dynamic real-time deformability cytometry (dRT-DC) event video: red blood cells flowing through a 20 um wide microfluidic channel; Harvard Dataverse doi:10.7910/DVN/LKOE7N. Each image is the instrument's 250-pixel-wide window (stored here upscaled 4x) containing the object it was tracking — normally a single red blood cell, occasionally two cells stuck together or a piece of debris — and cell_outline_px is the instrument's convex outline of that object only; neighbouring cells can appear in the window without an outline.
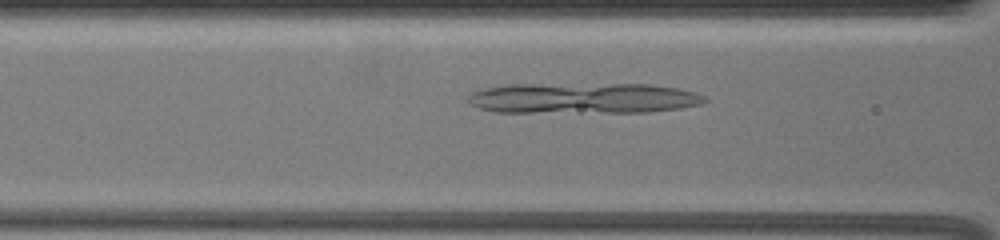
{"species": "common noctule bat (a hibernating species)", "species_latin": "Nyctalus noctula", "temperature_condition": "warm", "stored_images_in_passage": 14, "camera_frame_rate_fps": 3000, "um_per_image_px": 0.085, "animal": {"sex": "female", "body_mass_g": 19.5, "forearm_length_mm": 54.1}, "frame": {"image": 1, "passage_image": 8, "time_ms": 2.333, "image_size_px": [1000, 240], "cell_outline_px": [[708, 100], [700, 104], [676, 108], [648, 112], [496, 112], [480, 108], [472, 104], [468, 100], [468, 96], [472, 92], [484, 88], [508, 84], [652, 84], [676, 88], [692, 92], [704, 96]], "centroid_in_image_um": [49.53, 8.34], "position_along_channel_um": 117.1, "area_um2": 42.19}}
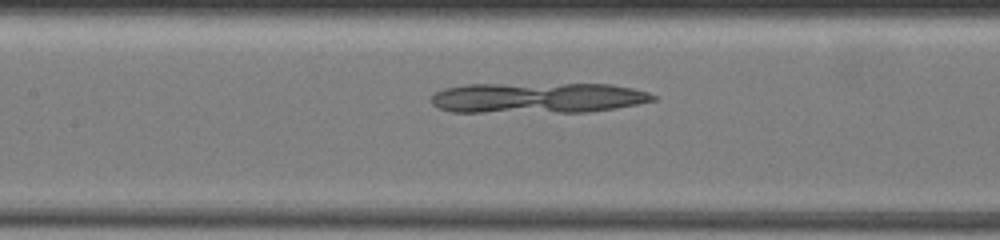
{"frame": {"image": 2, "passage_image": 12, "time_ms": 3.667, "image_size_px": [1000, 240], "cell_outline_px": [[656, 100], [636, 104], [588, 112], [452, 112], [440, 108], [432, 104], [432, 96], [436, 92], [444, 88], [464, 84], [612, 84], [632, 88], [648, 92], [656, 96]], "centroid_in_image_um": [45.69, 8.31], "position_along_channel_um": 161.7, "area_um2": 39.48}}